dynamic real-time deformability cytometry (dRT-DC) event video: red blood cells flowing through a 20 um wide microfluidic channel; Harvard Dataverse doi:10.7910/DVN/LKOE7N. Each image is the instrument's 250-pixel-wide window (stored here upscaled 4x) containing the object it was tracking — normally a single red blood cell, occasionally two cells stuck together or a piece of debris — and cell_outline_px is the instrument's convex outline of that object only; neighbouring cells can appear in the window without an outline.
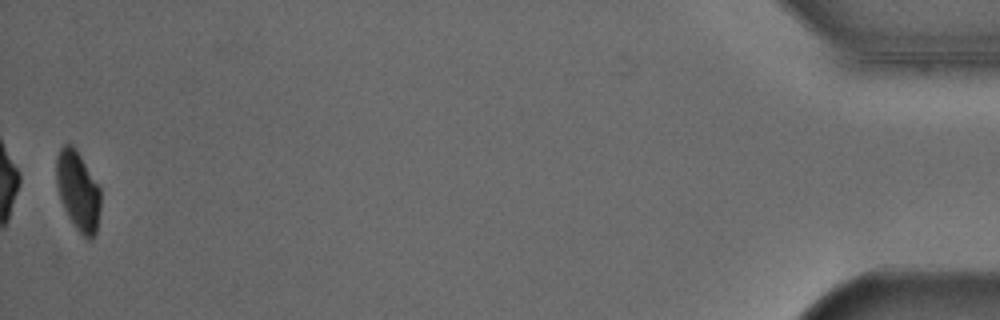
{"species": "Egyptian fruit bat (a non-hibernating species)", "species_latin": "Rousettus aegyptiacus", "temperature_condition": "cold", "stored_images_in_passage": 44, "camera_frame_rate_fps": 3000, "um_per_image_px": 0.085, "animal": {"sex": "male"}, "frame": {"image": 1, "passage_image": 44, "time_ms": 14.333, "image_size_px": [1000, 320], "cell_outline_px": [[100, 208], [96, 232], [92, 240], [88, 240], [76, 228], [68, 216], [60, 200], [56, 184], [56, 160], [60, 148], [64, 144], [72, 144], [80, 156], [100, 188]], "centroid_in_image_um": [6.62, 16.24], "position_along_channel_um": 428.6, "area_um2": 20.29}, "authors_computed_cell_mechanics": {"area_um2": 26.3279, "velocity_mm_per_s": 3.8483, "shape_relaxation_time_tau1_ms": 3.7342, "shape_relaxation_time_tau2_ms": null, "deformation_change_tau1": 0.0788, "deformation_change_tau2": null}}